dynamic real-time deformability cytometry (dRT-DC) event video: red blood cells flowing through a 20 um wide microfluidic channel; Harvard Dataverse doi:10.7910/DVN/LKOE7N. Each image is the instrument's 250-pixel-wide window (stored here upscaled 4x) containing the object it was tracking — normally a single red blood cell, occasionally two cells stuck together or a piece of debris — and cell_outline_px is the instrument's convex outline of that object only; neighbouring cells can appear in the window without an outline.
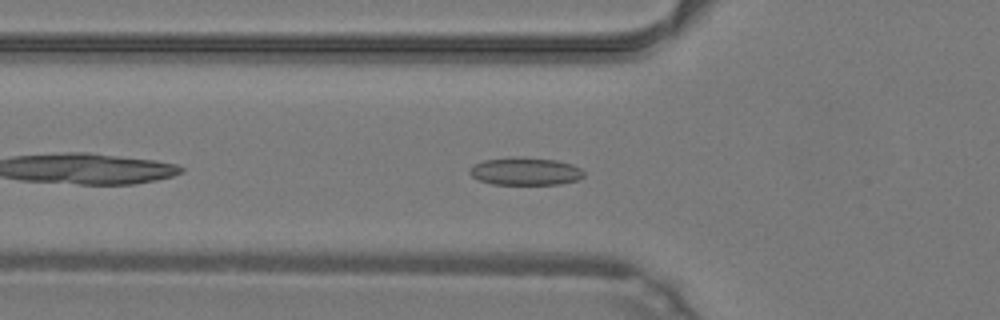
{"species": "common noctule bat (a hibernating species)", "species_latin": "Nyctalus noctula", "temperature_condition": "warm", "stored_images_in_passage": 37, "camera_frame_rate_fps": 3000, "um_per_image_px": 0.085, "animal": {"sex": "male", "body_mass_g": 19.2, "forearm_length_mm": 51.8}, "frame": {"image": 1, "passage_image": 5, "time_ms": 1.333, "image_size_px": [1000, 320], "cell_outline_px": [[584, 176], [576, 180], [560, 184], [492, 184], [480, 180], [472, 176], [468, 172], [468, 168], [472, 164], [484, 160], [512, 156], [520, 156], [556, 160], [572, 164], [580, 168], [584, 172]], "centroid_in_image_um": [44.61, 14.54], "position_along_channel_um": 81.2, "area_um2": 18.67}}
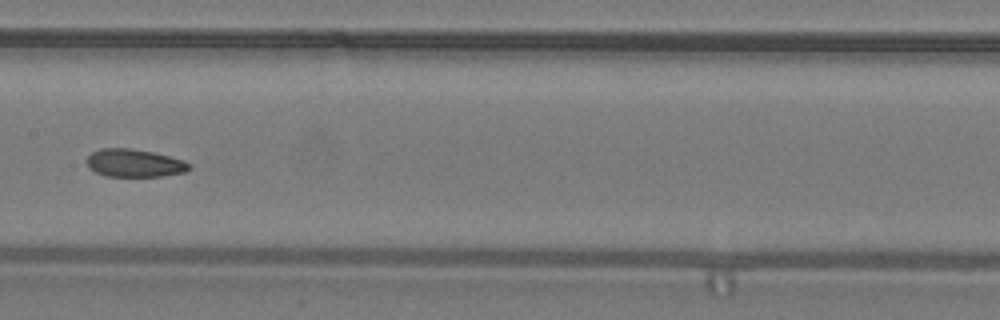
{"frame": {"image": 2, "passage_image": 13, "time_ms": 4.0, "image_size_px": [1000, 320], "cell_outline_px": [[192, 168], [184, 172], [164, 176], [108, 176], [96, 172], [88, 168], [88, 156], [92, 152], [100, 148], [128, 148], [152, 152], [184, 160], [192, 164]], "centroid_in_image_um": [11.45, 13.86], "position_along_channel_um": 195.9, "area_um2": 16.59}}
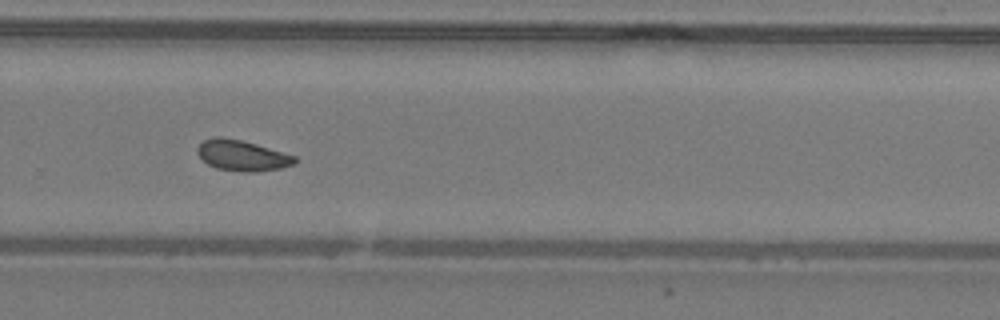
{"frame": {"image": 3, "passage_image": 21, "time_ms": 6.667, "image_size_px": [1000, 320], "cell_outline_px": [[296, 164], [280, 168], [256, 172], [240, 172], [216, 168], [208, 164], [196, 152], [196, 148], [204, 140], [212, 136], [220, 136], [240, 140], [256, 144], [296, 156]], "centroid_in_image_um": [20.57, 13.22], "position_along_channel_um": 309.2, "area_um2": 17.46}, "authors_computed_cell_mechanics": {"area_um2": 17.5134, "velocity_mm_per_s": 4.2758, "shape_relaxation_time_tau1_ms": 8.258, "shape_relaxation_time_tau2_ms": 2.4196, "deformation_change_tau1": 0.1283, "deformation_change_tau2": 0.0722}}